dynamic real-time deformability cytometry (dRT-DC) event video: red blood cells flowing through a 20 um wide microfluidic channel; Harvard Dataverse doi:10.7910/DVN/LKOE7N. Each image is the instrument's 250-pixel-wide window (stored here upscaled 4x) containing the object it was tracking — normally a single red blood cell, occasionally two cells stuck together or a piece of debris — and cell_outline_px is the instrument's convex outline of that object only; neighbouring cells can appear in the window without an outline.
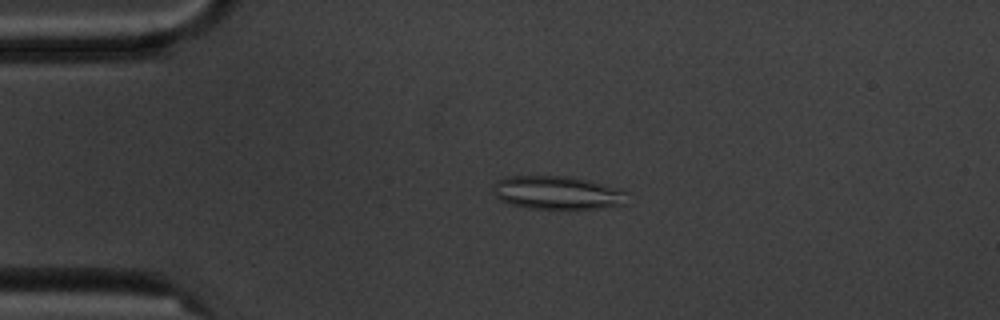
{"species": "common noctule bat (a hibernating species)", "species_latin": "Nyctalus noctula", "temperature_condition": "cold", "stored_images_in_passage": 5, "camera_frame_rate_fps": 3000, "um_per_image_px": 0.085, "animal": {"sex": "male", "body_mass_g": 20.1, "forearm_length_mm": 53.5}, "frame": {"image": 1, "passage_image": 4, "time_ms": 3.667, "image_size_px": [1000, 320], "cell_outline_px": [[632, 192], [624, 204], [600, 208], [572, 212], [528, 208], [508, 204], [500, 200], [496, 196], [492, 188], [496, 180], [508, 176], [568, 176], [588, 180], [624, 188]], "centroid_in_image_um": [47.46, 16.42], "position_along_channel_um": 37.5, "area_um2": 27.51}}